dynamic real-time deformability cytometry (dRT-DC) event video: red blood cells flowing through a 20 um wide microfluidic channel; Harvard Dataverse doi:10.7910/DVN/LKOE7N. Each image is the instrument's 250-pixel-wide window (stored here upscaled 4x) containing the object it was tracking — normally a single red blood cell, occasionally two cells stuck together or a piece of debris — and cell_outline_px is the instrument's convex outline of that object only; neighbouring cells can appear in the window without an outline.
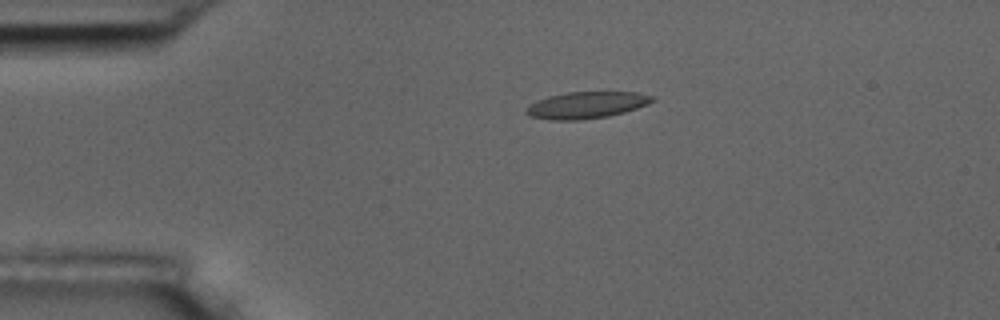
{"species": "common noctule bat (a hibernating species)", "species_latin": "Nyctalus noctula", "temperature_condition": "room temperature", "stored_images_in_passage": 10, "camera_frame_rate_fps": 3000, "um_per_image_px": 0.085, "animal": {"sex": "male", "body_mass_g": 17.5, "forearm_length_mm": 52.3}, "frame": {"image": 1, "passage_image": 4, "time_ms": 3.667, "image_size_px": [1000, 320], "cell_outline_px": [[656, 100], [648, 104], [624, 112], [608, 116], [580, 120], [552, 120], [528, 116], [524, 112], [524, 108], [548, 96], [568, 92], [636, 92], [656, 96]], "centroid_in_image_um": [49.87, 8.93], "position_along_channel_um": 35.1, "area_um2": 19.65}}
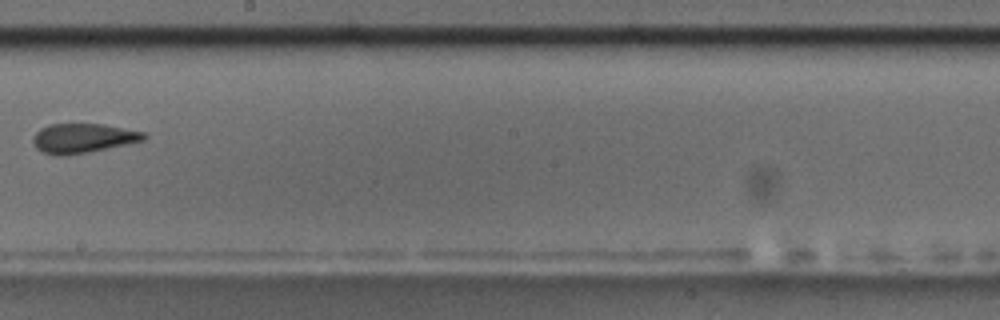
{"frame": {"image": 2, "passage_image": 9, "time_ms": 10.333, "image_size_px": [1000, 320], "cell_outline_px": [[148, 136], [144, 140], [88, 152], [64, 156], [56, 156], [40, 152], [36, 148], [32, 140], [32, 136], [40, 128], [48, 124], [104, 124], [144, 132]], "centroid_in_image_um": [7.0, 11.75], "position_along_channel_um": 241.2, "area_um2": 19.13}}
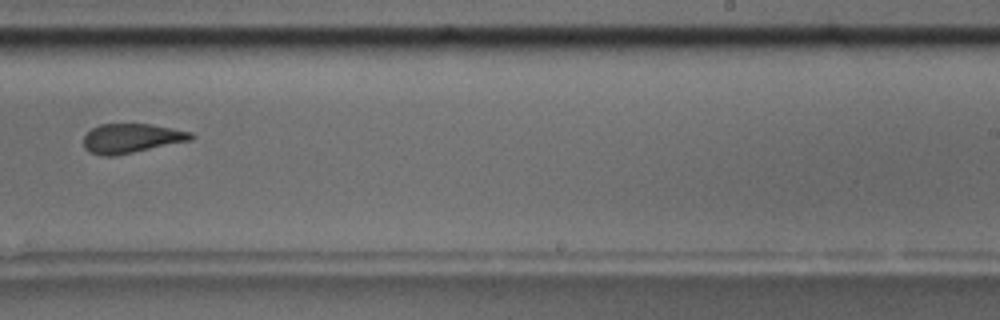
{"frame": {"image": 3, "passage_image": 10, "time_ms": 11.333, "image_size_px": [1000, 320], "cell_outline_px": [[196, 136], [192, 140], [112, 156], [100, 156], [88, 152], [84, 148], [84, 136], [92, 128], [100, 124], [148, 124], [192, 132]], "centroid_in_image_um": [11.15, 11.76], "position_along_channel_um": 277.8, "area_um2": 18.26}}